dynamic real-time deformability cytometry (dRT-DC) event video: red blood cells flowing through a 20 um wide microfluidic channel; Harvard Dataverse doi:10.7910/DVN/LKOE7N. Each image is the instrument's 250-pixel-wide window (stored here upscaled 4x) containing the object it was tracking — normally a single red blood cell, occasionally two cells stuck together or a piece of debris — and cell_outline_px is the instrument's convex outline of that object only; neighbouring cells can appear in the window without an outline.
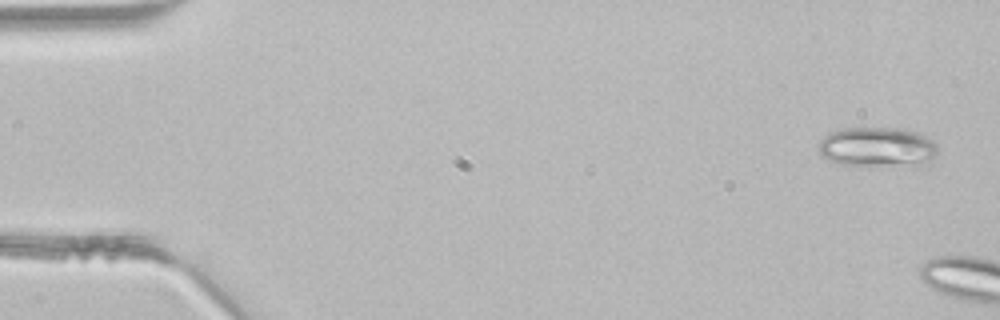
{"species": "common noctule bat (a hibernating species)", "species_latin": "Nyctalus noctula", "temperature_condition": "room temperature", "stored_images_in_passage": 3, "camera_frame_rate_fps": 3000, "um_per_image_px": 0.085, "animal": {"sex": "male", "body_mass_g": 21.5, "forearm_length_mm": 52.0}, "frame": {"image": 1, "passage_image": 3, "time_ms": 0.667, "image_size_px": [1000, 320], "cell_outline_px": [[936, 152], [928, 164], [924, 168], [916, 168], [840, 164], [820, 156], [816, 148], [820, 140], [828, 132], [840, 128], [904, 128], [916, 132], [932, 140], [936, 144]], "centroid_in_image_um": [74.58, 12.54], "position_along_channel_um": 10.4, "area_um2": 28.73}}